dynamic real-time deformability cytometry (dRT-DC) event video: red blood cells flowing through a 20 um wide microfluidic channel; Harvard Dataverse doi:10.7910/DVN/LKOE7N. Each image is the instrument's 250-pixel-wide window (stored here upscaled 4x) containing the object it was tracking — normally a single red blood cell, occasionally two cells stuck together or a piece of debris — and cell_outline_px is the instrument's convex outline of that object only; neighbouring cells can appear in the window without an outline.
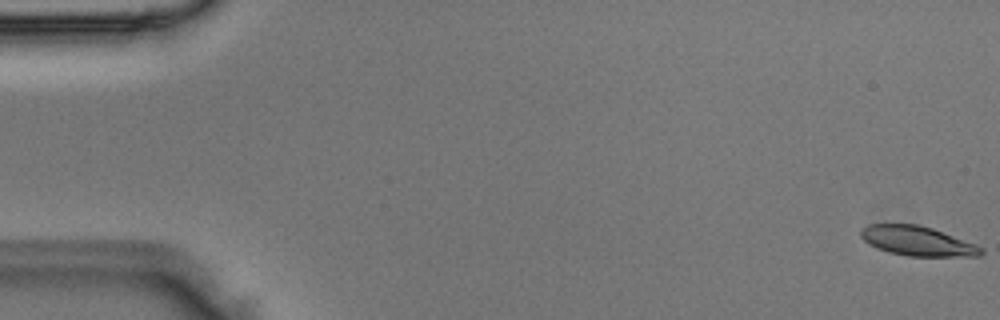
{"species": "Egyptian fruit bat (a non-hibernating species)", "species_latin": "Rousettus aegyptiacus", "temperature_condition": "room temperature", "stored_images_in_passage": 4, "camera_frame_rate_fps": 3000, "um_per_image_px": 0.085, "animal": {"sex": "male"}, "frame": {"image": 1, "passage_image": 1, "time_ms": 0.0, "image_size_px": [1000, 320], "cell_outline_px": [[984, 252], [980, 256], [908, 256], [888, 252], [876, 248], [868, 244], [860, 236], [860, 228], [868, 224], [916, 224], [932, 228], [976, 244], [984, 248]], "centroid_in_image_um": [77.96, 20.48], "position_along_channel_um": 7.0, "area_um2": 20.87}}
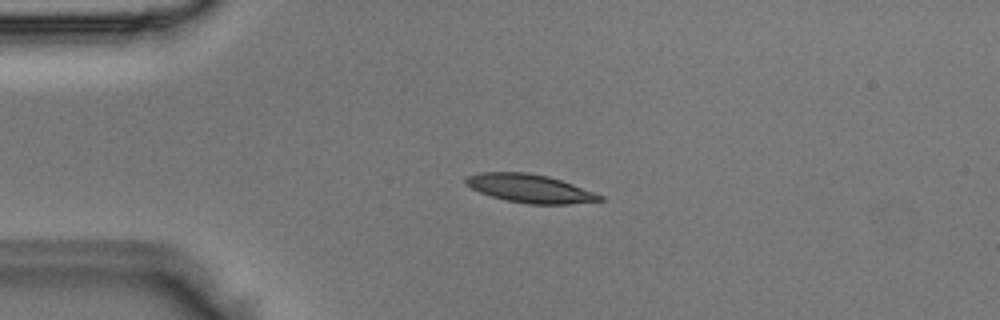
{"frame": {"image": 2, "passage_image": 4, "time_ms": 1.0, "image_size_px": [1000, 320], "cell_outline_px": [[604, 200], [568, 204], [528, 204], [504, 200], [480, 192], [464, 184], [464, 180], [468, 176], [480, 172], [528, 172], [548, 176], [572, 184], [604, 196]], "centroid_in_image_um": [45.02, 16.02], "position_along_channel_um": 40.0, "area_um2": 22.08}}